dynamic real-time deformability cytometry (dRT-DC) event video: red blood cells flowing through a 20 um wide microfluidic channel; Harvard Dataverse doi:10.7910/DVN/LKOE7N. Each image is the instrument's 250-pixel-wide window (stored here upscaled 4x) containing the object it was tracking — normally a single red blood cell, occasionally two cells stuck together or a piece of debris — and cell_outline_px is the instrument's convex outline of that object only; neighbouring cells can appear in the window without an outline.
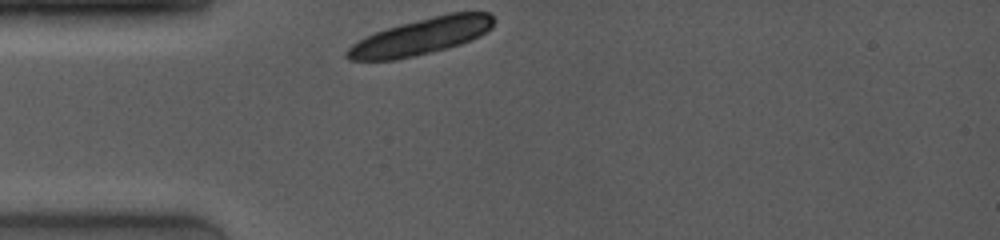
{"species": "common noctule bat (a hibernating species)", "species_latin": "Nyctalus noctula", "temperature_condition": "room temperature", "stored_images_in_passage": 3, "camera_frame_rate_fps": 4000, "um_per_image_px": 0.085, "animal": {"sex": "female", "body_mass_g": 19.0, "forearm_length_mm": 53.3}, "frame": {"image": 1, "passage_image": 1, "time_ms": 0.0, "image_size_px": [1000, 240], "cell_outline_px": [[492, 28], [480, 36], [460, 44], [448, 48], [396, 60], [348, 60], [344, 56], [344, 52], [352, 44], [376, 32], [400, 24], [448, 12], [488, 12], [492, 16]], "centroid_in_image_um": [35.79, 3.11], "position_along_channel_um": 49.2, "area_um2": 30.98}}